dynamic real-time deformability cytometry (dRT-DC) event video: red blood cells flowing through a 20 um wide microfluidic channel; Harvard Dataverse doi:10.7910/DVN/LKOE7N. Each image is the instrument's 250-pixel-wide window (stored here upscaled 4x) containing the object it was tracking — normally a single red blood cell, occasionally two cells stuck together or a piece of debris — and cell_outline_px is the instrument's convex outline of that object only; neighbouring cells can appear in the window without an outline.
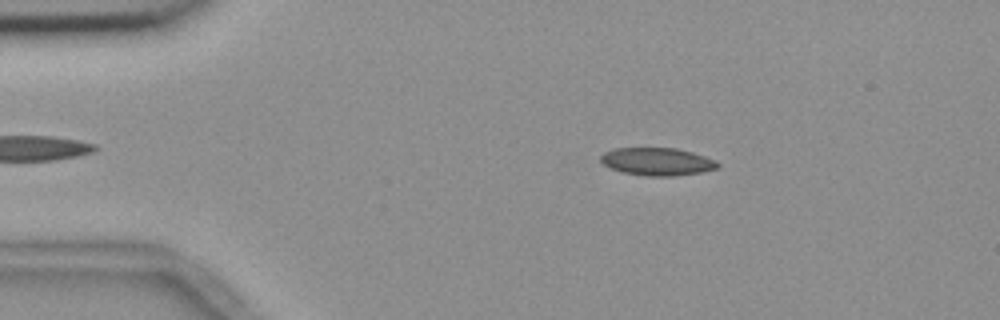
{"species": "common noctule bat (a hibernating species)", "species_latin": "Nyctalus noctula", "temperature_condition": "room temperature", "stored_images_in_passage": 45, "camera_frame_rate_fps": 3000, "um_per_image_px": 0.085, "animal": {"sex": "female", "body_mass_g": 18.4}, "frame": {"image": 1, "passage_image": 8, "time_ms": 2.333, "image_size_px": [1000, 320], "cell_outline_px": [[720, 168], [704, 172], [676, 176], [648, 176], [624, 172], [612, 168], [604, 164], [600, 160], [600, 156], [604, 152], [616, 148], [676, 148], [692, 152], [716, 160], [720, 164]], "centroid_in_image_um": [55.92, 13.74], "position_along_channel_um": 29.1, "area_um2": 18.96}}
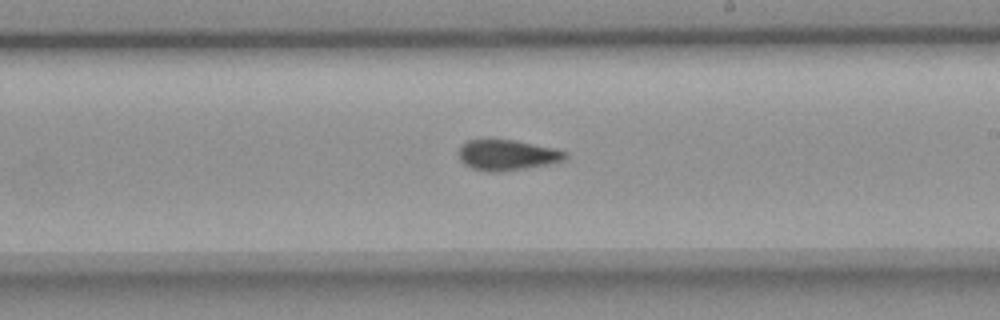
{"frame": {"image": 2, "passage_image": 30, "time_ms": 9.667, "image_size_px": [1000, 320], "cell_outline_px": [[568, 156], [560, 160], [548, 164], [500, 172], [488, 172], [472, 168], [464, 164], [460, 160], [460, 148], [468, 140], [512, 140], [556, 148], [568, 152]], "centroid_in_image_um": [43.12, 13.18], "position_along_channel_um": 245.9, "area_um2": 18.67}}
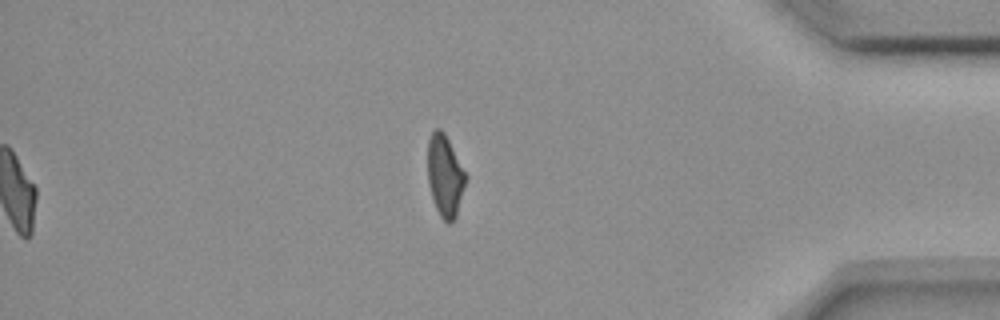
{"frame": {"image": 3, "passage_image": 45, "time_ms": 14.667, "image_size_px": [1000, 320], "cell_outline_px": [[468, 176], [456, 216], [448, 224], [440, 216], [436, 208], [428, 184], [428, 140], [432, 132], [436, 128], [440, 128], [444, 132]], "centroid_in_image_um": [37.83, 14.93], "position_along_channel_um": 397.4, "area_um2": 18.03}, "authors_computed_cell_mechanics": {"area_um2": 19.074, "velocity_mm_per_s": 3.6958, "shape_relaxation_time_tau1_ms": null, "shape_relaxation_time_tau2_ms": 1.7698, "deformation_change_tau1": null, "deformation_change_tau2": 0.0786}}